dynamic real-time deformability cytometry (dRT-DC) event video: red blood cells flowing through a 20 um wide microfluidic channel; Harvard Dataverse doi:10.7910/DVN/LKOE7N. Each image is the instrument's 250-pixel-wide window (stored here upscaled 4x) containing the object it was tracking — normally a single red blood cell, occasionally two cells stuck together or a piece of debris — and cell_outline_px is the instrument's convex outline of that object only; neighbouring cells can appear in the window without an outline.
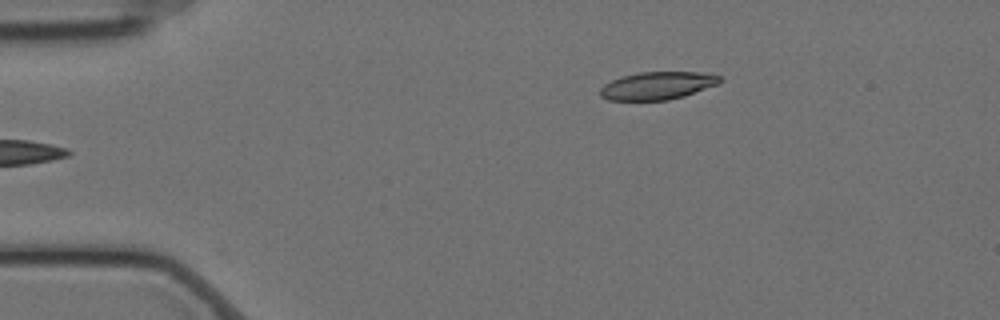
{"species": "Egyptian fruit bat (a non-hibernating species)", "species_latin": "Rousettus aegyptiacus", "temperature_condition": "cold", "stored_images_in_passage": 48, "camera_frame_rate_fps": 3000, "um_per_image_px": 0.085, "animal": {"sex": "female"}, "frame": {"image": 1, "passage_image": 1, "time_ms": 0.0, "image_size_px": [1000, 320], "cell_outline_px": [[724, 80], [716, 84], [684, 96], [668, 100], [608, 100], [600, 96], [600, 88], [604, 84], [612, 80], [624, 76], [640, 72], [700, 72], [720, 76]], "centroid_in_image_um": [55.86, 7.28], "position_along_channel_um": 29.1, "area_um2": 19.19}}
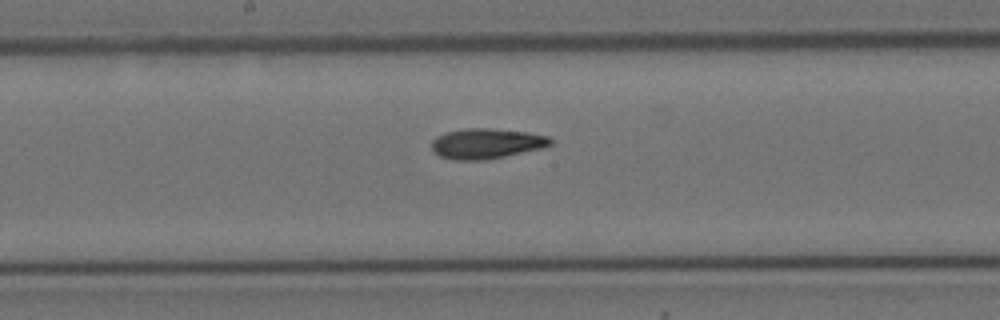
{"frame": {"image": 2, "passage_image": 21, "time_ms": 6.667, "image_size_px": [1000, 320], "cell_outline_px": [[552, 144], [540, 148], [504, 156], [484, 160], [452, 160], [440, 156], [432, 152], [432, 140], [436, 136], [444, 132], [468, 128], [488, 128], [528, 132], [548, 136], [552, 140]], "centroid_in_image_um": [41.29, 12.2], "position_along_channel_um": 206.9, "area_um2": 20.92}}
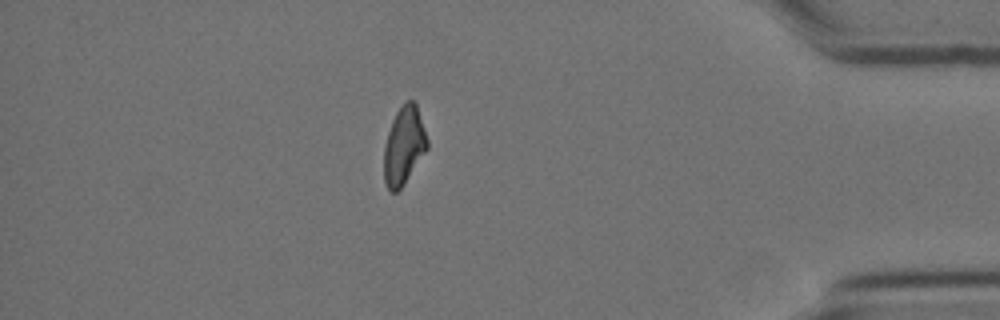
{"frame": {"image": 3, "passage_image": 41, "time_ms": 13.333, "image_size_px": [1000, 320], "cell_outline_px": [[428, 148], [404, 184], [396, 192], [392, 192], [388, 188], [384, 180], [384, 148], [388, 132], [392, 120], [396, 112], [408, 100], [416, 100], [428, 140]], "centroid_in_image_um": [34.35, 12.36], "position_along_channel_um": 400.9, "area_um2": 19.59}, "authors_computed_cell_mechanics": {"area_um2": 20.2878, "velocity_mm_per_s": 3.4985, "shape_relaxation_time_tau1_ms": null, "shape_relaxation_time_tau2_ms": 4.6326, "deformation_change_tau1": null, "deformation_change_tau2": 0.1231}}